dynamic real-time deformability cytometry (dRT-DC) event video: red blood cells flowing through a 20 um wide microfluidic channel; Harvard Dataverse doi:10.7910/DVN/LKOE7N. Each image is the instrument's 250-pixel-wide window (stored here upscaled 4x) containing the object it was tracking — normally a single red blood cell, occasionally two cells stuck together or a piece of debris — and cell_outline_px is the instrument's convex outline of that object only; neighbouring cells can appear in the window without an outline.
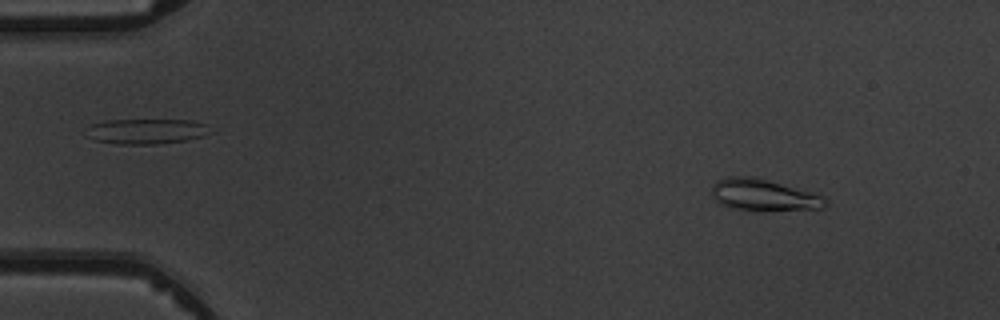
{"species": "common noctule bat (a hibernating species)", "species_latin": "Nyctalus noctula", "temperature_condition": "warm", "stored_images_in_passage": 5, "camera_frame_rate_fps": 3000, "um_per_image_px": 0.085, "animal": {"sex": "male", "body_mass_g": 19.5, "forearm_length_mm": 54.6}, "frame": {"image": 1, "passage_image": 1, "time_ms": 0.0, "image_size_px": [1000, 320], "cell_outline_px": [[828, 204], [824, 208], [732, 208], [720, 204], [712, 196], [712, 184], [716, 180], [728, 176], [752, 176], [812, 192], [824, 196], [828, 200]], "centroid_in_image_um": [64.86, 16.52], "position_along_channel_um": 20.1, "area_um2": 20.11}}
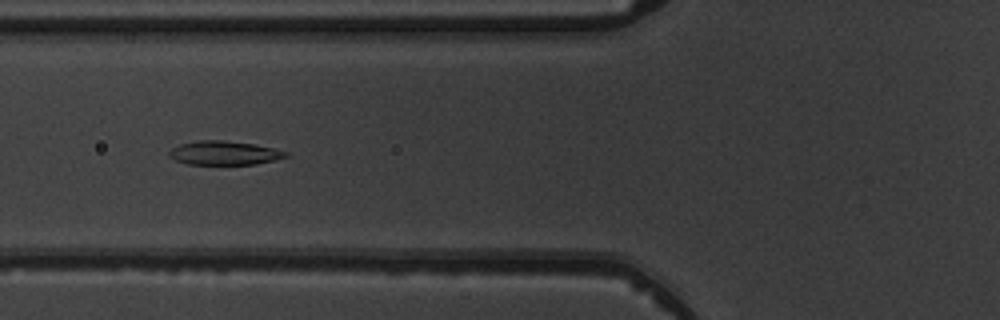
{"frame": {"image": 2, "passage_image": 5, "time_ms": 4.667, "image_size_px": [1000, 320], "cell_outline_px": [[288, 156], [276, 160], [256, 164], [188, 164], [176, 160], [168, 156], [168, 152], [172, 148], [180, 144], [200, 140], [220, 140], [252, 144], [272, 148], [288, 152]], "centroid_in_image_um": [19.05, 13.01], "position_along_channel_um": 106.8, "area_um2": 16.07}}